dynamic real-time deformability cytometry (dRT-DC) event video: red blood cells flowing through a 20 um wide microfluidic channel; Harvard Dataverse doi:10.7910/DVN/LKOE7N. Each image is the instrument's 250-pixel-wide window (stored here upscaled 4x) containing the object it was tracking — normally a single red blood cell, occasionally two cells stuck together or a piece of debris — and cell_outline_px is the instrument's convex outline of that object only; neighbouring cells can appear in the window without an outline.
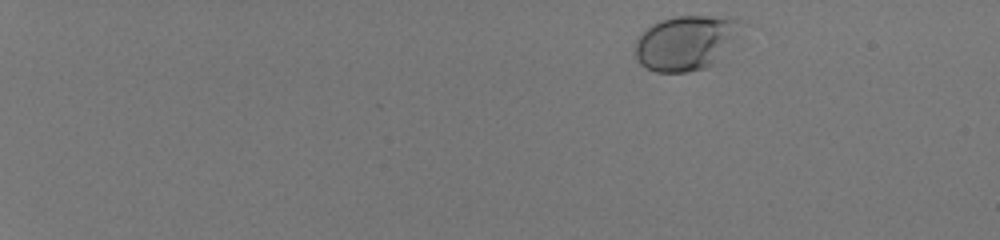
{"species": "human", "species_latin": "Homo sapiens", "temperature_condition": "room temperature", "stored_images_in_passage": 44, "camera_frame_rate_fps": 3000, "um_per_image_px": 0.085, "donor": {"sex": "male"}, "frame": {"image": 1, "passage_image": 1, "time_ms": 0.0, "image_size_px": [1000, 240], "cell_outline_px": [[748, 24], [716, 64], [704, 68], [688, 72], [656, 72], [644, 68], [636, 60], [636, 40], [652, 24], [660, 20], [676, 16], [712, 16], [744, 20]], "centroid_in_image_um": [58.37, 3.63], "position_along_channel_um": 26.6, "area_um2": 34.39}}
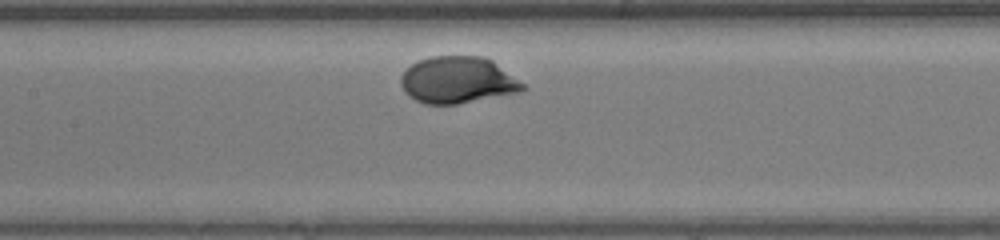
{"frame": {"image": 2, "passage_image": 25, "time_ms": 8.0, "image_size_px": [1000, 240], "cell_outline_px": [[528, 88], [520, 92], [456, 104], [424, 104], [416, 100], [404, 92], [400, 84], [400, 76], [412, 64], [420, 60], [432, 56], [484, 56], [492, 60], [524, 84]], "centroid_in_image_um": [38.9, 6.81], "position_along_channel_um": 168.5, "area_um2": 33.12}}
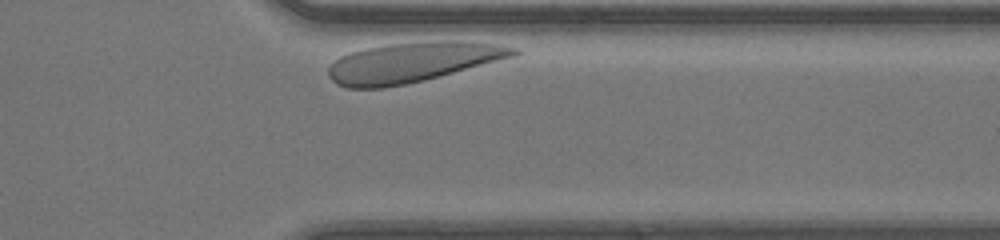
{"frame": {"image": 3, "passage_image": 43, "time_ms": 14.0, "image_size_px": [1000, 240], "cell_outline_px": [[520, 52], [516, 56], [424, 80], [384, 88], [348, 88], [336, 84], [328, 76], [328, 68], [332, 60], [348, 52], [364, 48], [392, 44], [448, 40], [456, 40], [496, 44], [520, 48]], "centroid_in_image_um": [35.04, 5.29], "position_along_channel_um": 376.4, "area_um2": 43.18}, "authors_computed_cell_mechanics": {"area_um2": 33.9864, "velocity_mm_per_s": 3.4761, "shape_relaxation_time_tau1_ms": 1.0042, "shape_relaxation_time_tau2_ms": null, "deformation_change_tau1": 0.1172, "deformation_change_tau2": null}}